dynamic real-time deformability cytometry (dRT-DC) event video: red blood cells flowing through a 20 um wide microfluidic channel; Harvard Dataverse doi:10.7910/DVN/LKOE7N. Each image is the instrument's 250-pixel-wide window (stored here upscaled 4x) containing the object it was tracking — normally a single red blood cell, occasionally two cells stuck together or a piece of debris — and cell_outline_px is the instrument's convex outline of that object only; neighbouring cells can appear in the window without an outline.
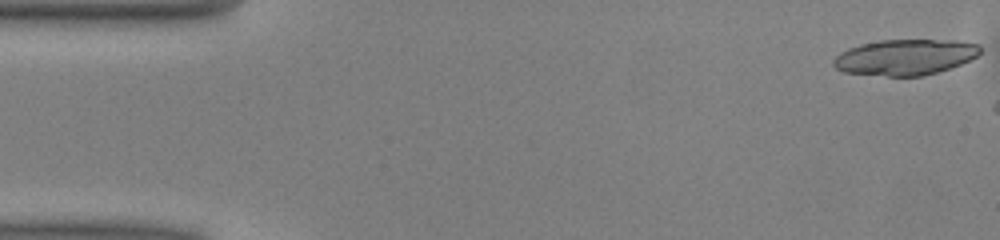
{"species": "common noctule bat (a hibernating species)", "species_latin": "Nyctalus noctula", "temperature_condition": "warm", "stored_images_in_passage": 6, "camera_frame_rate_fps": 3000, "um_per_image_px": 0.085, "animal": {"sex": "male", "body_mass_g": 13.0, "forearm_length_mm": 53.1}, "frame": {"image": 1, "passage_image": 1, "time_ms": 0.0, "image_size_px": [1000, 240], "cell_outline_px": [[980, 52], [976, 56], [952, 68], [924, 76], [888, 76], [844, 72], [836, 68], [832, 64], [832, 60], [840, 52], [848, 48], [860, 44], [880, 40], [956, 40], [980, 44]], "centroid_in_image_um": [76.93, 4.85], "position_along_channel_um": 8.1, "area_um2": 30.69}}